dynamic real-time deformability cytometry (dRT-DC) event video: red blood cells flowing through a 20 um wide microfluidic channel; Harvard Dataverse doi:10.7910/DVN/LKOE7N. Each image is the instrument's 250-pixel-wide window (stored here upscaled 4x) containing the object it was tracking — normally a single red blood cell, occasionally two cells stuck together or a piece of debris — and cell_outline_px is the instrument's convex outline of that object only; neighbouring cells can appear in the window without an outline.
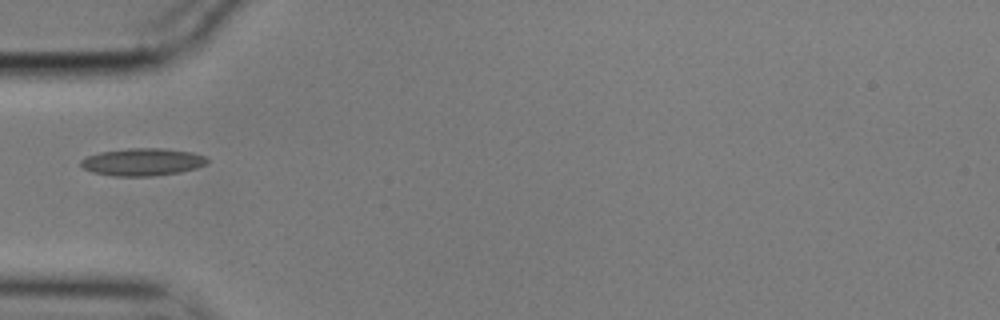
{"species": "common noctule bat (a hibernating species)", "species_latin": "Nyctalus noctula", "temperature_condition": "cold", "stored_images_in_passage": 24, "camera_frame_rate_fps": 3000, "um_per_image_px": 0.085, "animal": {"sex": "male", "body_mass_g": 17.9}, "frame": {"image": 1, "passage_image": 1, "time_ms": 0.0, "image_size_px": [1000, 320], "cell_outline_px": [[208, 160], [204, 164], [196, 168], [180, 172], [152, 176], [112, 176], [92, 172], [84, 168], [80, 164], [80, 160], [88, 156], [100, 152], [128, 148], [164, 148], [192, 152], [204, 156]], "centroid_in_image_um": [12.09, 13.76], "position_along_channel_um": 72.9, "area_um2": 20.17}}
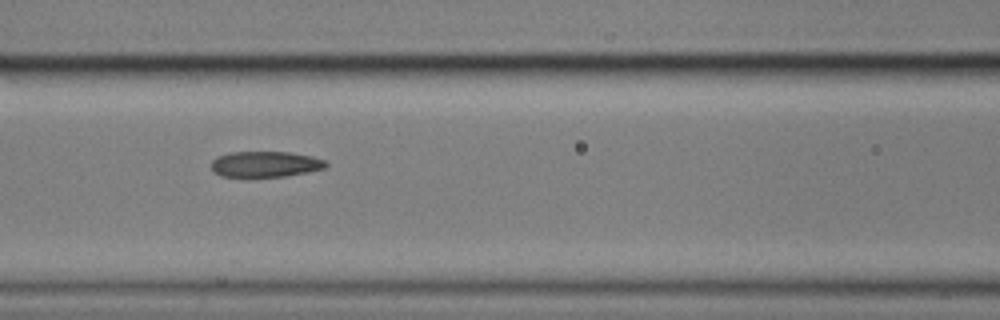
{"frame": {"image": 2, "passage_image": 7, "time_ms": 2.0, "image_size_px": [1000, 320], "cell_outline_px": [[328, 164], [324, 168], [308, 172], [284, 176], [220, 176], [212, 172], [212, 160], [216, 156], [228, 152], [288, 152], [312, 156], [324, 160]], "centroid_in_image_um": [22.52, 13.94], "position_along_channel_um": 144.1, "area_um2": 17.17}}
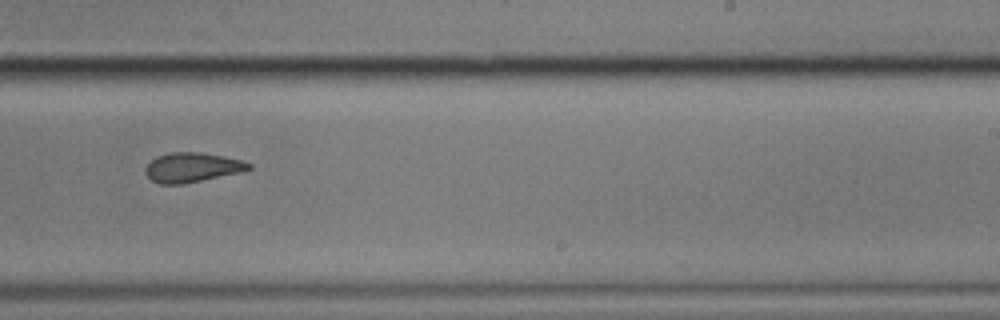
{"frame": {"image": 3, "passage_image": 18, "time_ms": 5.667, "image_size_px": [1000, 320], "cell_outline_px": [[252, 168], [240, 172], [184, 184], [160, 184], [152, 180], [144, 172], [144, 168], [156, 156], [168, 152], [200, 152], [224, 156], [244, 160], [252, 164]], "centroid_in_image_um": [16.33, 14.22], "position_along_channel_um": 272.7, "area_um2": 17.92}}